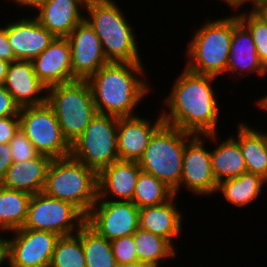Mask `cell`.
Returning a JSON list of instances; mask_svg holds the SVG:
<instances>
[{"label":"cell","mask_w":267,"mask_h":267,"mask_svg":"<svg viewBox=\"0 0 267 267\" xmlns=\"http://www.w3.org/2000/svg\"><path fill=\"white\" fill-rule=\"evenodd\" d=\"M177 76L164 99L167 107L161 111L164 123L217 141L220 105L212 85L217 77L197 74L185 67Z\"/></svg>","instance_id":"6da1fadb"},{"label":"cell","mask_w":267,"mask_h":267,"mask_svg":"<svg viewBox=\"0 0 267 267\" xmlns=\"http://www.w3.org/2000/svg\"><path fill=\"white\" fill-rule=\"evenodd\" d=\"M143 65L142 62H108L86 80L99 114L136 115L135 108L151 93Z\"/></svg>","instance_id":"7a4b0ae2"},{"label":"cell","mask_w":267,"mask_h":267,"mask_svg":"<svg viewBox=\"0 0 267 267\" xmlns=\"http://www.w3.org/2000/svg\"><path fill=\"white\" fill-rule=\"evenodd\" d=\"M121 9L113 0H90L84 19L100 39L108 62H142L135 28Z\"/></svg>","instance_id":"3957f363"},{"label":"cell","mask_w":267,"mask_h":267,"mask_svg":"<svg viewBox=\"0 0 267 267\" xmlns=\"http://www.w3.org/2000/svg\"><path fill=\"white\" fill-rule=\"evenodd\" d=\"M43 192L73 204L87 216L98 198V174L71 155L52 159Z\"/></svg>","instance_id":"277c9868"},{"label":"cell","mask_w":267,"mask_h":267,"mask_svg":"<svg viewBox=\"0 0 267 267\" xmlns=\"http://www.w3.org/2000/svg\"><path fill=\"white\" fill-rule=\"evenodd\" d=\"M187 47L185 68L218 77L226 73L232 40V15L203 23Z\"/></svg>","instance_id":"5b68a950"},{"label":"cell","mask_w":267,"mask_h":267,"mask_svg":"<svg viewBox=\"0 0 267 267\" xmlns=\"http://www.w3.org/2000/svg\"><path fill=\"white\" fill-rule=\"evenodd\" d=\"M194 134L163 123L151 136L138 164L141 171L152 174L177 195L182 176L183 154Z\"/></svg>","instance_id":"8992f818"},{"label":"cell","mask_w":267,"mask_h":267,"mask_svg":"<svg viewBox=\"0 0 267 267\" xmlns=\"http://www.w3.org/2000/svg\"><path fill=\"white\" fill-rule=\"evenodd\" d=\"M47 104L58 119L61 132L72 145L98 113L86 80H75L47 88Z\"/></svg>","instance_id":"52a82bcc"},{"label":"cell","mask_w":267,"mask_h":267,"mask_svg":"<svg viewBox=\"0 0 267 267\" xmlns=\"http://www.w3.org/2000/svg\"><path fill=\"white\" fill-rule=\"evenodd\" d=\"M118 117L99 114L71 145V156L99 174L119 160L117 153Z\"/></svg>","instance_id":"ba28073f"},{"label":"cell","mask_w":267,"mask_h":267,"mask_svg":"<svg viewBox=\"0 0 267 267\" xmlns=\"http://www.w3.org/2000/svg\"><path fill=\"white\" fill-rule=\"evenodd\" d=\"M85 223L86 216L73 204L40 192L30 197L23 228L66 236L77 233Z\"/></svg>","instance_id":"9c48e42d"},{"label":"cell","mask_w":267,"mask_h":267,"mask_svg":"<svg viewBox=\"0 0 267 267\" xmlns=\"http://www.w3.org/2000/svg\"><path fill=\"white\" fill-rule=\"evenodd\" d=\"M19 118L20 129L40 154L51 159L70 156L71 145L63 137L58 119L47 102L20 108Z\"/></svg>","instance_id":"30bf717a"},{"label":"cell","mask_w":267,"mask_h":267,"mask_svg":"<svg viewBox=\"0 0 267 267\" xmlns=\"http://www.w3.org/2000/svg\"><path fill=\"white\" fill-rule=\"evenodd\" d=\"M139 210L131 201L97 200L86 216V223L100 236L112 241L136 232Z\"/></svg>","instance_id":"8fae6325"},{"label":"cell","mask_w":267,"mask_h":267,"mask_svg":"<svg viewBox=\"0 0 267 267\" xmlns=\"http://www.w3.org/2000/svg\"><path fill=\"white\" fill-rule=\"evenodd\" d=\"M11 232L12 237L7 236L9 266L49 267L59 235L23 227Z\"/></svg>","instance_id":"7c38bea8"},{"label":"cell","mask_w":267,"mask_h":267,"mask_svg":"<svg viewBox=\"0 0 267 267\" xmlns=\"http://www.w3.org/2000/svg\"><path fill=\"white\" fill-rule=\"evenodd\" d=\"M202 136L193 135L185 145L179 184V190L186 187L197 196L216 194L218 188L212 172L211 153L206 149V140Z\"/></svg>","instance_id":"4fadbf2b"},{"label":"cell","mask_w":267,"mask_h":267,"mask_svg":"<svg viewBox=\"0 0 267 267\" xmlns=\"http://www.w3.org/2000/svg\"><path fill=\"white\" fill-rule=\"evenodd\" d=\"M67 39L71 48L72 75L75 80H87L108 63L100 39L85 19Z\"/></svg>","instance_id":"5bb4252c"},{"label":"cell","mask_w":267,"mask_h":267,"mask_svg":"<svg viewBox=\"0 0 267 267\" xmlns=\"http://www.w3.org/2000/svg\"><path fill=\"white\" fill-rule=\"evenodd\" d=\"M7 38L16 60H32L55 39L33 16L16 19L6 24Z\"/></svg>","instance_id":"9a60e30c"},{"label":"cell","mask_w":267,"mask_h":267,"mask_svg":"<svg viewBox=\"0 0 267 267\" xmlns=\"http://www.w3.org/2000/svg\"><path fill=\"white\" fill-rule=\"evenodd\" d=\"M137 115L118 117L117 153L119 160L139 161L153 133L164 123L162 115L154 120Z\"/></svg>","instance_id":"2e32d148"},{"label":"cell","mask_w":267,"mask_h":267,"mask_svg":"<svg viewBox=\"0 0 267 267\" xmlns=\"http://www.w3.org/2000/svg\"><path fill=\"white\" fill-rule=\"evenodd\" d=\"M37 78L48 88L75 81L72 75L71 48L67 38H58L31 60Z\"/></svg>","instance_id":"e0dca14e"},{"label":"cell","mask_w":267,"mask_h":267,"mask_svg":"<svg viewBox=\"0 0 267 267\" xmlns=\"http://www.w3.org/2000/svg\"><path fill=\"white\" fill-rule=\"evenodd\" d=\"M3 85L20 108L46 103L47 87L37 78L31 60L11 62Z\"/></svg>","instance_id":"ac0fdd59"},{"label":"cell","mask_w":267,"mask_h":267,"mask_svg":"<svg viewBox=\"0 0 267 267\" xmlns=\"http://www.w3.org/2000/svg\"><path fill=\"white\" fill-rule=\"evenodd\" d=\"M226 72L238 77L252 72L260 77L267 76V68L259 59L251 33L235 13L232 15V40Z\"/></svg>","instance_id":"d6986e66"},{"label":"cell","mask_w":267,"mask_h":267,"mask_svg":"<svg viewBox=\"0 0 267 267\" xmlns=\"http://www.w3.org/2000/svg\"><path fill=\"white\" fill-rule=\"evenodd\" d=\"M86 0H45L37 9L35 18L55 37L67 38L85 15Z\"/></svg>","instance_id":"ffe728a7"},{"label":"cell","mask_w":267,"mask_h":267,"mask_svg":"<svg viewBox=\"0 0 267 267\" xmlns=\"http://www.w3.org/2000/svg\"><path fill=\"white\" fill-rule=\"evenodd\" d=\"M140 172L138 161L118 160L113 162L98 174L97 200L114 199L115 201L132 202ZM109 196L110 199L107 198Z\"/></svg>","instance_id":"44dd1931"},{"label":"cell","mask_w":267,"mask_h":267,"mask_svg":"<svg viewBox=\"0 0 267 267\" xmlns=\"http://www.w3.org/2000/svg\"><path fill=\"white\" fill-rule=\"evenodd\" d=\"M174 195L169 201L141 208L139 210V228L149 231L167 239L175 246L174 239H177L182 234V214L175 205Z\"/></svg>","instance_id":"7402d4cb"},{"label":"cell","mask_w":267,"mask_h":267,"mask_svg":"<svg viewBox=\"0 0 267 267\" xmlns=\"http://www.w3.org/2000/svg\"><path fill=\"white\" fill-rule=\"evenodd\" d=\"M51 160L49 156L39 154L31 160L14 162L8 168L0 185L9 189L25 191L31 195L43 192Z\"/></svg>","instance_id":"603a6c76"},{"label":"cell","mask_w":267,"mask_h":267,"mask_svg":"<svg viewBox=\"0 0 267 267\" xmlns=\"http://www.w3.org/2000/svg\"><path fill=\"white\" fill-rule=\"evenodd\" d=\"M234 139L241 148L247 172L267 180V133L240 122ZM236 137V138H235Z\"/></svg>","instance_id":"cb8c5ba5"},{"label":"cell","mask_w":267,"mask_h":267,"mask_svg":"<svg viewBox=\"0 0 267 267\" xmlns=\"http://www.w3.org/2000/svg\"><path fill=\"white\" fill-rule=\"evenodd\" d=\"M216 148L210 149L212 172L217 183L236 178L247 172L239 143L229 135Z\"/></svg>","instance_id":"d4e9b609"},{"label":"cell","mask_w":267,"mask_h":267,"mask_svg":"<svg viewBox=\"0 0 267 267\" xmlns=\"http://www.w3.org/2000/svg\"><path fill=\"white\" fill-rule=\"evenodd\" d=\"M264 184L267 181L260 175L245 172L239 177L218 183L217 193L221 192L226 202L241 208L260 196Z\"/></svg>","instance_id":"484cf974"},{"label":"cell","mask_w":267,"mask_h":267,"mask_svg":"<svg viewBox=\"0 0 267 267\" xmlns=\"http://www.w3.org/2000/svg\"><path fill=\"white\" fill-rule=\"evenodd\" d=\"M30 197L28 192L0 185V225L7 233L24 226Z\"/></svg>","instance_id":"4316f807"},{"label":"cell","mask_w":267,"mask_h":267,"mask_svg":"<svg viewBox=\"0 0 267 267\" xmlns=\"http://www.w3.org/2000/svg\"><path fill=\"white\" fill-rule=\"evenodd\" d=\"M133 240L138 260L155 267H159L168 258H176L178 253L167 239L141 228L133 234Z\"/></svg>","instance_id":"83f0119b"},{"label":"cell","mask_w":267,"mask_h":267,"mask_svg":"<svg viewBox=\"0 0 267 267\" xmlns=\"http://www.w3.org/2000/svg\"><path fill=\"white\" fill-rule=\"evenodd\" d=\"M81 237L86 267H118L111 241L85 223L77 232Z\"/></svg>","instance_id":"f1b7e54d"},{"label":"cell","mask_w":267,"mask_h":267,"mask_svg":"<svg viewBox=\"0 0 267 267\" xmlns=\"http://www.w3.org/2000/svg\"><path fill=\"white\" fill-rule=\"evenodd\" d=\"M174 191L152 174L140 172L132 202L139 208L155 206L169 201Z\"/></svg>","instance_id":"f546056e"},{"label":"cell","mask_w":267,"mask_h":267,"mask_svg":"<svg viewBox=\"0 0 267 267\" xmlns=\"http://www.w3.org/2000/svg\"><path fill=\"white\" fill-rule=\"evenodd\" d=\"M49 267H86L82 240L77 233L58 238Z\"/></svg>","instance_id":"4dcf8cb0"},{"label":"cell","mask_w":267,"mask_h":267,"mask_svg":"<svg viewBox=\"0 0 267 267\" xmlns=\"http://www.w3.org/2000/svg\"><path fill=\"white\" fill-rule=\"evenodd\" d=\"M250 9L237 12L238 19L251 33L259 59L267 68V23L252 7Z\"/></svg>","instance_id":"1f68e13d"},{"label":"cell","mask_w":267,"mask_h":267,"mask_svg":"<svg viewBox=\"0 0 267 267\" xmlns=\"http://www.w3.org/2000/svg\"><path fill=\"white\" fill-rule=\"evenodd\" d=\"M9 144L12 150L13 163L31 160L40 154L21 129L14 135Z\"/></svg>","instance_id":"d6a6232c"},{"label":"cell","mask_w":267,"mask_h":267,"mask_svg":"<svg viewBox=\"0 0 267 267\" xmlns=\"http://www.w3.org/2000/svg\"><path fill=\"white\" fill-rule=\"evenodd\" d=\"M111 248L118 266L138 261L133 235L112 240Z\"/></svg>","instance_id":"836d02e7"},{"label":"cell","mask_w":267,"mask_h":267,"mask_svg":"<svg viewBox=\"0 0 267 267\" xmlns=\"http://www.w3.org/2000/svg\"><path fill=\"white\" fill-rule=\"evenodd\" d=\"M20 129L19 116L0 118V144L9 143Z\"/></svg>","instance_id":"e575fe53"},{"label":"cell","mask_w":267,"mask_h":267,"mask_svg":"<svg viewBox=\"0 0 267 267\" xmlns=\"http://www.w3.org/2000/svg\"><path fill=\"white\" fill-rule=\"evenodd\" d=\"M20 107L14 102L12 95L4 85H0V118L19 116Z\"/></svg>","instance_id":"d590c367"},{"label":"cell","mask_w":267,"mask_h":267,"mask_svg":"<svg viewBox=\"0 0 267 267\" xmlns=\"http://www.w3.org/2000/svg\"><path fill=\"white\" fill-rule=\"evenodd\" d=\"M12 163V150L10 144H0V182L5 177L6 172Z\"/></svg>","instance_id":"8d00e7d4"},{"label":"cell","mask_w":267,"mask_h":267,"mask_svg":"<svg viewBox=\"0 0 267 267\" xmlns=\"http://www.w3.org/2000/svg\"><path fill=\"white\" fill-rule=\"evenodd\" d=\"M0 58L11 63L16 60L14 52L9 45L7 38L6 25L0 27Z\"/></svg>","instance_id":"74e56055"},{"label":"cell","mask_w":267,"mask_h":267,"mask_svg":"<svg viewBox=\"0 0 267 267\" xmlns=\"http://www.w3.org/2000/svg\"><path fill=\"white\" fill-rule=\"evenodd\" d=\"M253 4V5H252ZM251 7L265 20L267 23V0H254Z\"/></svg>","instance_id":"f35d334b"},{"label":"cell","mask_w":267,"mask_h":267,"mask_svg":"<svg viewBox=\"0 0 267 267\" xmlns=\"http://www.w3.org/2000/svg\"><path fill=\"white\" fill-rule=\"evenodd\" d=\"M9 264V246L7 239L0 241V267Z\"/></svg>","instance_id":"ab89813d"},{"label":"cell","mask_w":267,"mask_h":267,"mask_svg":"<svg viewBox=\"0 0 267 267\" xmlns=\"http://www.w3.org/2000/svg\"><path fill=\"white\" fill-rule=\"evenodd\" d=\"M15 5H19L23 8L37 9L45 0H11Z\"/></svg>","instance_id":"60d3db41"},{"label":"cell","mask_w":267,"mask_h":267,"mask_svg":"<svg viewBox=\"0 0 267 267\" xmlns=\"http://www.w3.org/2000/svg\"><path fill=\"white\" fill-rule=\"evenodd\" d=\"M220 1L225 2V4L231 7V9H235L237 11L239 8L243 7L244 4L249 2L252 3L254 0H220Z\"/></svg>","instance_id":"b9f144b4"},{"label":"cell","mask_w":267,"mask_h":267,"mask_svg":"<svg viewBox=\"0 0 267 267\" xmlns=\"http://www.w3.org/2000/svg\"><path fill=\"white\" fill-rule=\"evenodd\" d=\"M9 64V62L0 58V85H3L5 82Z\"/></svg>","instance_id":"7bdbcfd3"},{"label":"cell","mask_w":267,"mask_h":267,"mask_svg":"<svg viewBox=\"0 0 267 267\" xmlns=\"http://www.w3.org/2000/svg\"><path fill=\"white\" fill-rule=\"evenodd\" d=\"M118 267H155V266H152L148 263H144L142 261H136V262H133V263H128V264H125V265H121V266H118Z\"/></svg>","instance_id":"ee69618b"},{"label":"cell","mask_w":267,"mask_h":267,"mask_svg":"<svg viewBox=\"0 0 267 267\" xmlns=\"http://www.w3.org/2000/svg\"><path fill=\"white\" fill-rule=\"evenodd\" d=\"M256 106H259L260 109L267 112V95L260 97V99L256 101Z\"/></svg>","instance_id":"f6af8a7d"},{"label":"cell","mask_w":267,"mask_h":267,"mask_svg":"<svg viewBox=\"0 0 267 267\" xmlns=\"http://www.w3.org/2000/svg\"><path fill=\"white\" fill-rule=\"evenodd\" d=\"M2 230V231H1ZM2 232H5L6 234H7V232L2 228V226L0 225V233L2 234ZM0 234V241H2V240H6L7 239V237L5 236V238H4V236H2Z\"/></svg>","instance_id":"bcb514c9"}]
</instances>
